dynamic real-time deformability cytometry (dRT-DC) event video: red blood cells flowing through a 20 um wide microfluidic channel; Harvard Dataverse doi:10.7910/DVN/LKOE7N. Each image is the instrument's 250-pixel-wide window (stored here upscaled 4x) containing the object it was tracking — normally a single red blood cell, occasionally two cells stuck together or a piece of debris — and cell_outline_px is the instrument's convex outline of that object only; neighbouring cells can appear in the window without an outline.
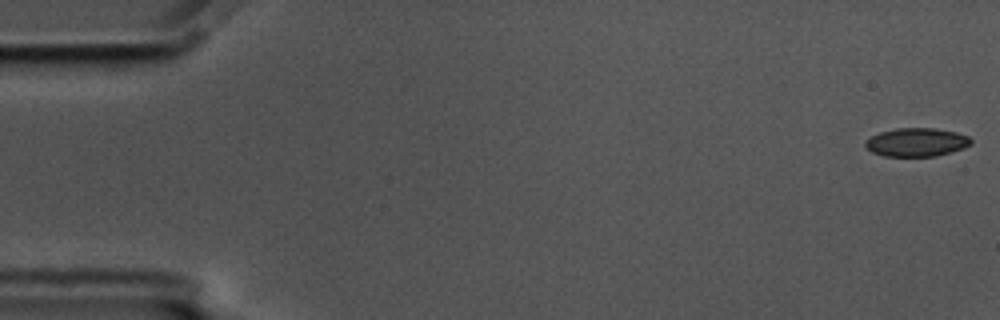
{"species": "common noctule bat (a hibernating species)", "species_latin": "Nyctalus noctula", "temperature_condition": "cold", "stored_images_in_passage": 58, "camera_frame_rate_fps": 3000, "um_per_image_px": 0.085, "animal": {"sex": "male", "body_mass_g": 17.5, "forearm_length_mm": 52.3}, "frame": {"image": 1, "passage_image": 1, "time_ms": 0.0, "image_size_px": [1000, 320], "cell_outline_px": [[972, 144], [964, 148], [936, 156], [884, 156], [872, 152], [864, 148], [864, 140], [880, 132], [896, 128], [936, 128], [956, 132], [968, 136], [972, 140]], "centroid_in_image_um": [77.89, 12.09], "position_along_channel_um": 7.1, "area_um2": 17.69}}
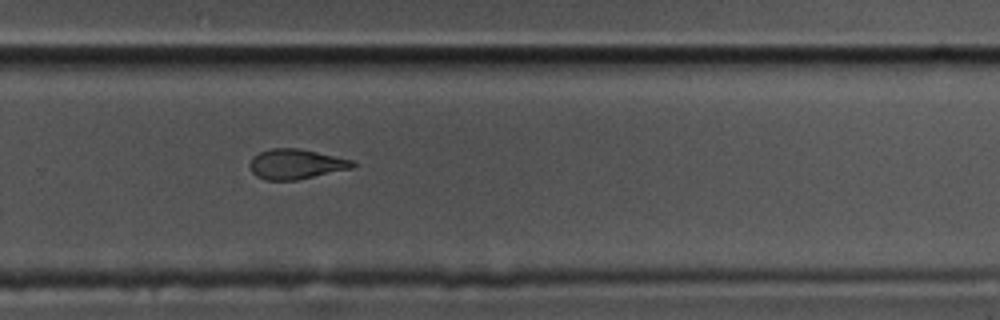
{"frame": {"image": 2, "passage_image": 39, "time_ms": 12.667, "image_size_px": [1000, 320], "cell_outline_px": [[356, 164], [352, 168], [296, 180], [264, 180], [256, 176], [252, 172], [248, 164], [252, 156], [260, 152], [272, 148], [296, 148], [316, 152], [352, 160]], "centroid_in_image_um": [25.09, 13.95], "position_along_channel_um": 304.7, "area_um2": 17.86}}
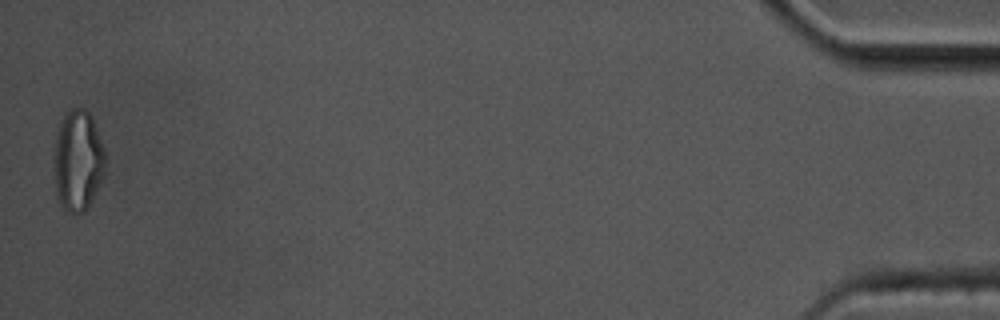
{"frame": {"image": 3, "passage_image": 58, "time_ms": 19.0, "image_size_px": [1000, 320], "cell_outline_px": [[104, 176], [92, 200], [84, 212], [68, 212], [60, 204], [56, 188], [56, 132], [64, 112], [72, 108], [84, 108], [92, 116], [104, 148]], "centroid_in_image_um": [6.65, 13.61], "position_along_channel_um": 428.5, "area_um2": 29.71}, "authors_computed_cell_mechanics": {"area_um2": 18.8717, "velocity_mm_per_s": 3.4459, "shape_relaxation_time_tau1_ms": 4.4981, "shape_relaxation_time_tau2_ms": 4.4173, "deformation_change_tau1": 0.1391, "deformation_change_tau2": 0.1249}}